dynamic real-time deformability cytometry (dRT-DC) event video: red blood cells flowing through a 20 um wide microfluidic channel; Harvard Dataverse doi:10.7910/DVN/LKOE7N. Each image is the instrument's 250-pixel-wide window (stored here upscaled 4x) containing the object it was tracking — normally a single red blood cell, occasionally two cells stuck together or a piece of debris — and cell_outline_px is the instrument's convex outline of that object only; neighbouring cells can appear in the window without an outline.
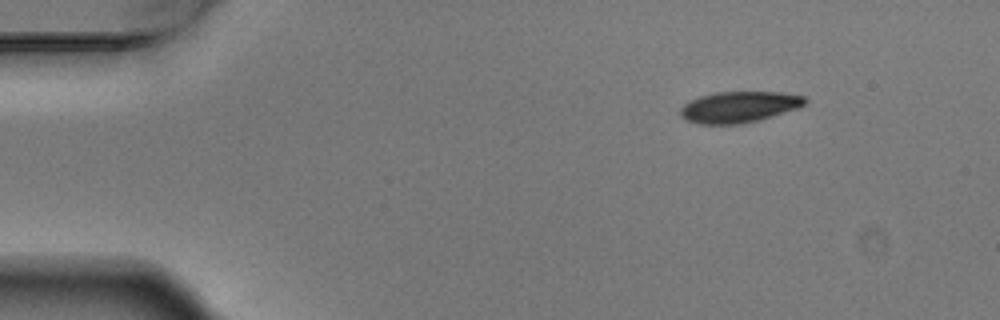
{"species": "Egyptian fruit bat (a non-hibernating species)", "species_latin": "Rousettus aegyptiacus", "temperature_condition": "warm", "stored_images_in_passage": 8, "camera_frame_rate_fps": 3000, "um_per_image_px": 0.085, "animal": {"sex": "male"}, "frame": {"image": 1, "passage_image": 1, "time_ms": 0.0, "image_size_px": [1000, 320], "cell_outline_px": [[808, 100], [804, 104], [796, 108], [756, 120], [740, 124], [696, 124], [684, 120], [680, 116], [680, 108], [688, 100], [700, 96], [716, 92], [780, 92], [804, 96]], "centroid_in_image_um": [62.73, 9.09], "position_along_channel_um": 22.3, "area_um2": 22.48}}
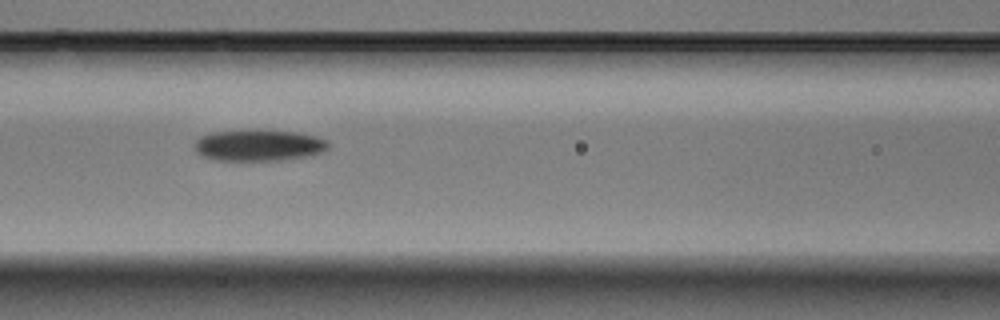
{"frame": {"image": 2, "passage_image": 5, "time_ms": 1.333, "image_size_px": [1000, 320], "cell_outline_px": [[328, 148], [324, 152], [304, 156], [280, 160], [216, 160], [204, 156], [196, 152], [196, 140], [200, 136], [212, 132], [296, 132], [316, 136], [328, 140]], "centroid_in_image_um": [22.02, 12.38], "position_along_channel_um": 144.6, "area_um2": 23.52}}
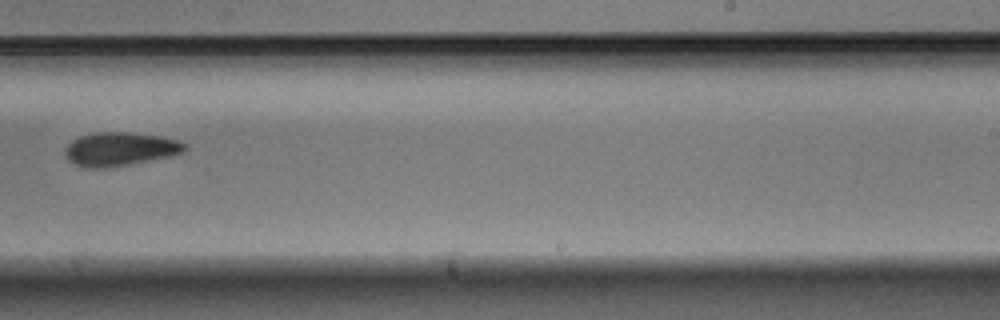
{"frame": {"image": 3, "passage_image": 8, "time_ms": 2.333, "image_size_px": [1000, 320], "cell_outline_px": [[188, 148], [184, 152], [168, 156], [128, 164], [104, 168], [92, 168], [76, 164], [68, 160], [64, 152], [68, 144], [72, 140], [80, 136], [92, 132], [128, 132], [164, 136], [176, 140], [184, 144]], "centroid_in_image_um": [10.19, 12.65], "position_along_channel_um": 278.8, "area_um2": 23.24}}